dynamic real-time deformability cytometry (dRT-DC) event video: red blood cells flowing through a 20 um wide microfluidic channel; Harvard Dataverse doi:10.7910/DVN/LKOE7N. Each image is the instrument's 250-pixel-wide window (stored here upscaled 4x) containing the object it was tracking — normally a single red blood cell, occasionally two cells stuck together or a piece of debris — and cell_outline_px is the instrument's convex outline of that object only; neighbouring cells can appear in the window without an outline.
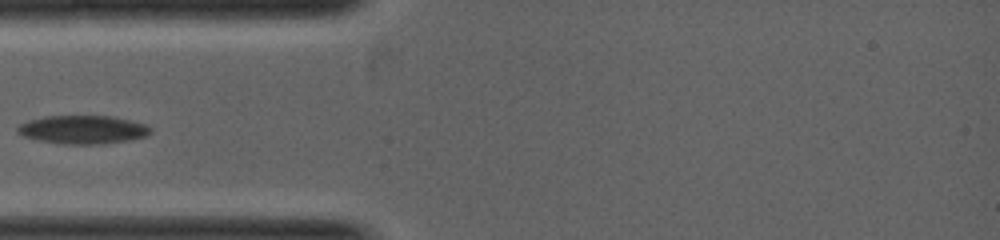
{"species": "common noctule bat (a hibernating species)", "species_latin": "Nyctalus noctula", "temperature_condition": "warm", "stored_images_in_passage": 2, "camera_frame_rate_fps": 5000, "um_per_image_px": 0.085, "animal": {"sex": "female", "body_mass_g": 19.0, "forearm_length_mm": 53.3}, "frame": {"image": 1, "passage_image": 1, "time_ms": 0.0, "image_size_px": [1000, 240], "cell_outline_px": [[152, 132], [144, 136], [124, 140], [96, 144], [64, 144], [24, 136], [16, 128], [20, 124], [28, 120], [44, 116], [112, 116], [144, 124], [152, 128]], "centroid_in_image_um": [7.04, 11.0], "position_along_channel_um": 78.0, "area_um2": 21.44}}
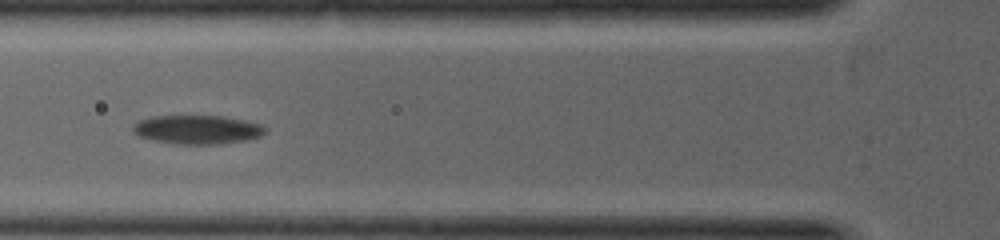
{"frame": {"image": 2, "passage_image": 2, "time_ms": 0.4, "image_size_px": [1000, 240], "cell_outline_px": [[264, 132], [260, 136], [244, 140], [212, 144], [184, 144], [156, 140], [140, 136], [132, 128], [132, 124], [140, 120], [152, 116], [224, 116], [244, 120], [260, 124], [264, 128]], "centroid_in_image_um": [16.76, 10.99], "position_along_channel_um": 109.0, "area_um2": 21.68}}